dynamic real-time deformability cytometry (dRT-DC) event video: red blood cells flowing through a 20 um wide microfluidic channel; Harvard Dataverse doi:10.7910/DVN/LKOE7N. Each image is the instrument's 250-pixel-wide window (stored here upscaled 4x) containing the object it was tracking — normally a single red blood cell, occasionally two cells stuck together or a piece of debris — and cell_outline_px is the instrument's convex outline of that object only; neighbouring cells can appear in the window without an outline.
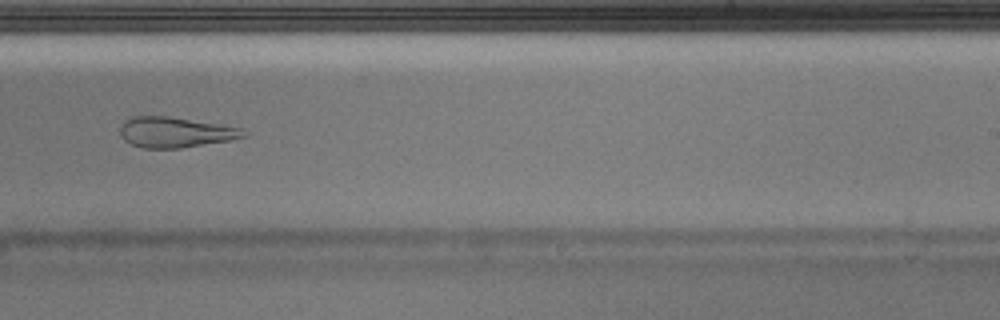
{"species": "Egyptian fruit bat (a non-hibernating species)", "species_latin": "Rousettus aegyptiacus", "temperature_condition": "warm", "stored_images_in_passage": 41, "camera_frame_rate_fps": 3000, "um_per_image_px": 0.085, "animal": {"sex": "male"}, "frame": {"image": 1, "passage_image": 24, "time_ms": 7.667, "image_size_px": [1000, 320], "cell_outline_px": [[248, 136], [228, 140], [180, 148], [144, 148], [132, 144], [124, 140], [120, 136], [120, 124], [124, 120], [132, 116], [168, 116], [240, 128], [248, 132]], "centroid_in_image_um": [14.85, 11.24], "position_along_channel_um": 274.2, "area_um2": 21.73}}